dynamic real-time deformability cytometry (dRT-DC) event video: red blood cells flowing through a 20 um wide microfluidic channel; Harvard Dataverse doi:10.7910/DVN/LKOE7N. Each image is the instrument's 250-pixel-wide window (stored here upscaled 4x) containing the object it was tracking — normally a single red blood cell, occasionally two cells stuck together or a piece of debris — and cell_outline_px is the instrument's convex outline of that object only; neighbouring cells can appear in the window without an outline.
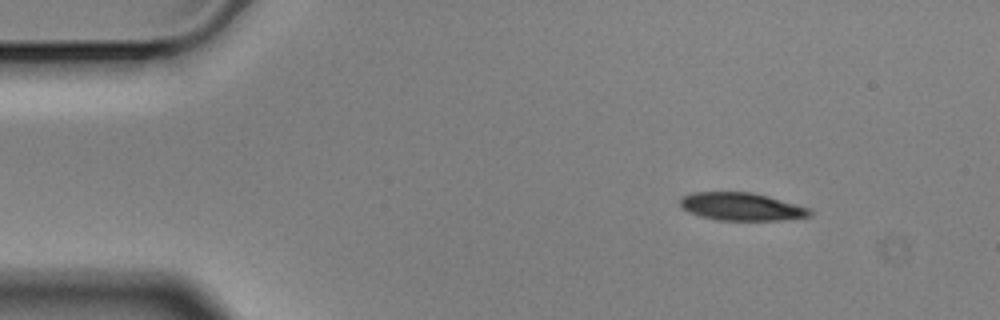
{"species": "Egyptian fruit bat (a non-hibernating species)", "species_latin": "Rousettus aegyptiacus", "temperature_condition": "cold", "stored_images_in_passage": 7, "camera_frame_rate_fps": 3000, "um_per_image_px": 0.085, "animal": {"sex": "male"}, "frame": {"image": 1, "passage_image": 1, "time_ms": 0.0, "image_size_px": [1000, 320], "cell_outline_px": [[812, 216], [780, 220], [720, 220], [700, 216], [688, 212], [680, 208], [680, 200], [684, 196], [692, 192], [752, 192], [768, 196], [812, 208]], "centroid_in_image_um": [63.05, 17.56], "position_along_channel_um": 22.0, "area_um2": 21.15}}
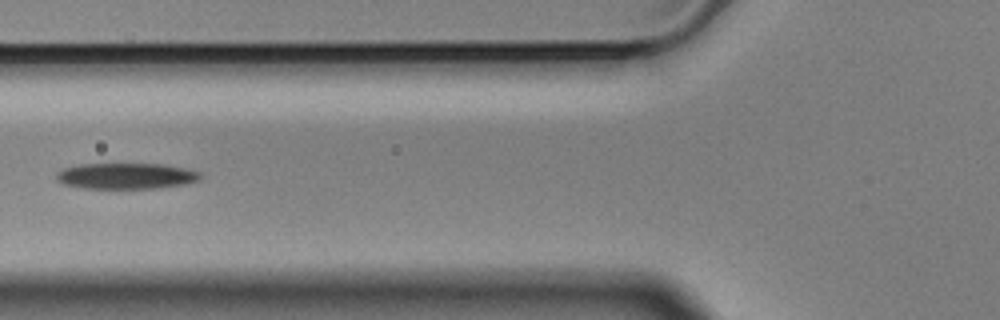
{"frame": {"image": 2, "passage_image": 5, "time_ms": 1.333, "image_size_px": [1000, 320], "cell_outline_px": [[204, 176], [200, 180], [184, 184], [160, 188], [84, 188], [64, 184], [56, 180], [56, 172], [64, 168], [76, 164], [164, 164], [184, 168], [200, 172]], "centroid_in_image_um": [10.73, 14.95], "position_along_channel_um": 115.1, "area_um2": 21.91}}
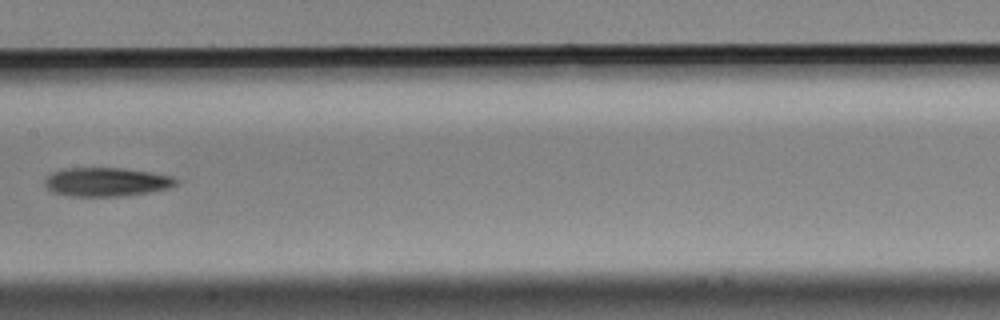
{"frame": {"image": 3, "passage_image": 7, "time_ms": 2.0, "image_size_px": [1000, 320], "cell_outline_px": [[180, 184], [172, 188], [124, 196], [68, 196], [52, 192], [44, 184], [44, 180], [52, 172], [64, 168], [124, 168], [152, 172], [172, 176], [180, 180]], "centroid_in_image_um": [9.1, 15.46], "position_along_channel_um": 198.3, "area_um2": 22.37}}